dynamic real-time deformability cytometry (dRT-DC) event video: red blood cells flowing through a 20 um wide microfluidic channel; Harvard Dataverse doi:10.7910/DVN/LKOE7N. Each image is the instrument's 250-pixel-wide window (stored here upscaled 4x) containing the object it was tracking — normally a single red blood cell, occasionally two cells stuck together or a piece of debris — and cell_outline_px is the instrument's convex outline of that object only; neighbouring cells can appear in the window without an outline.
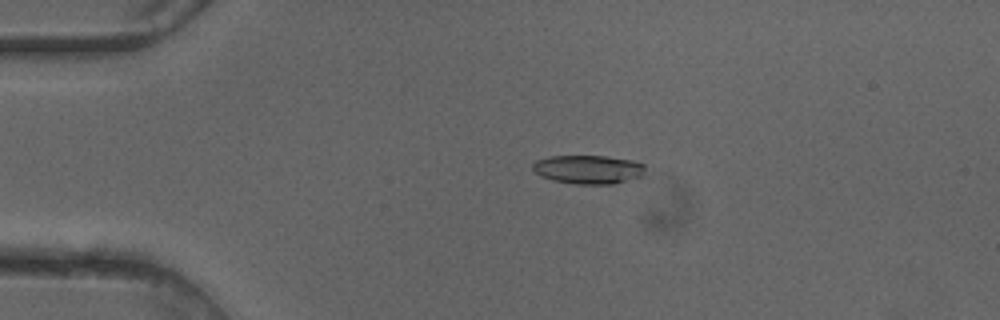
{"species": "common noctule bat (a hibernating species)", "species_latin": "Nyctalus noctula", "temperature_condition": "cold", "stored_images_in_passage": 49, "camera_frame_rate_fps": 3000, "um_per_image_px": 0.085, "animal": {"sex": "female"}, "frame": {"image": 1, "passage_image": 10, "time_ms": 3.0, "image_size_px": [1000, 320], "cell_outline_px": [[644, 176], [612, 184], [576, 184], [552, 180], [540, 176], [532, 168], [532, 164], [536, 160], [548, 156], [604, 156], [632, 160], [644, 164]], "centroid_in_image_um": [50.0, 14.4], "position_along_channel_um": 35.0, "area_um2": 18.9}}
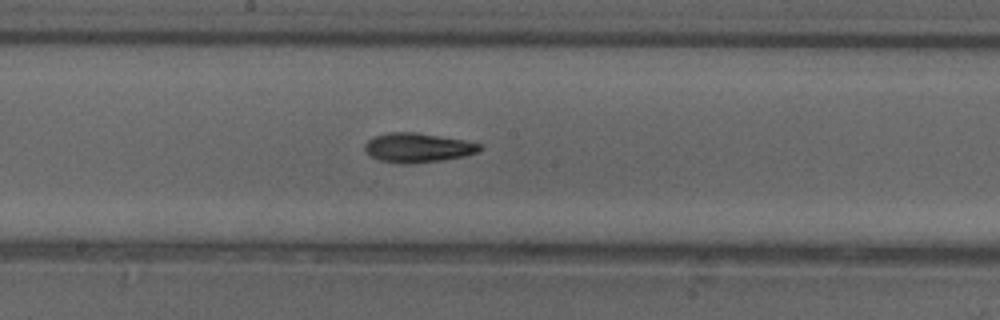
{"frame": {"image": 2, "passage_image": 26, "time_ms": 8.333, "image_size_px": [1000, 320], "cell_outline_px": [[480, 148], [476, 152], [464, 156], [440, 160], [408, 164], [400, 164], [380, 160], [368, 156], [364, 148], [364, 144], [372, 136], [388, 132], [416, 132], [464, 140], [480, 144]], "centroid_in_image_um": [35.42, 12.55], "position_along_channel_um": 212.8, "area_um2": 19.65}}
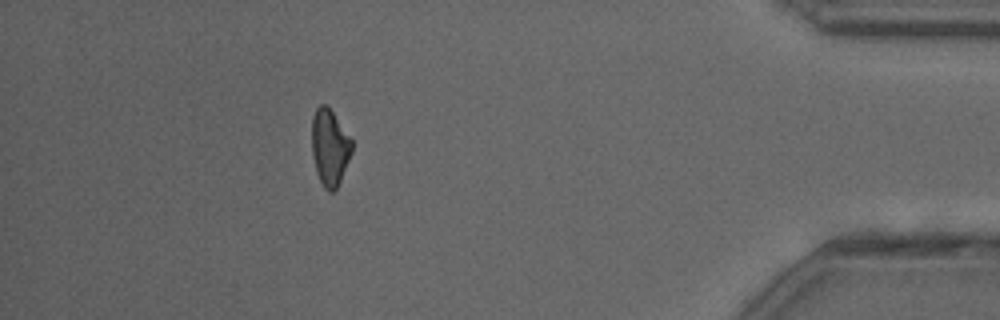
{"frame": {"image": 3, "passage_image": 44, "time_ms": 14.333, "image_size_px": [1000, 320], "cell_outline_px": [[352, 152], [340, 180], [336, 188], [332, 192], [328, 192], [324, 188], [316, 172], [312, 156], [312, 116], [316, 108], [320, 104], [324, 104], [332, 112], [352, 140]], "centroid_in_image_um": [28.01, 12.53], "position_along_channel_um": 407.2, "area_um2": 17.63}, "authors_computed_cell_mechanics": {"area_um2": 18.9006, "velocity_mm_per_s": 4.12, "shape_relaxation_time_tau1_ms": 5.9325, "shape_relaxation_time_tau2_ms": 8.9201, "deformation_change_tau1": 0.1528, "deformation_change_tau2": 0.1936}}